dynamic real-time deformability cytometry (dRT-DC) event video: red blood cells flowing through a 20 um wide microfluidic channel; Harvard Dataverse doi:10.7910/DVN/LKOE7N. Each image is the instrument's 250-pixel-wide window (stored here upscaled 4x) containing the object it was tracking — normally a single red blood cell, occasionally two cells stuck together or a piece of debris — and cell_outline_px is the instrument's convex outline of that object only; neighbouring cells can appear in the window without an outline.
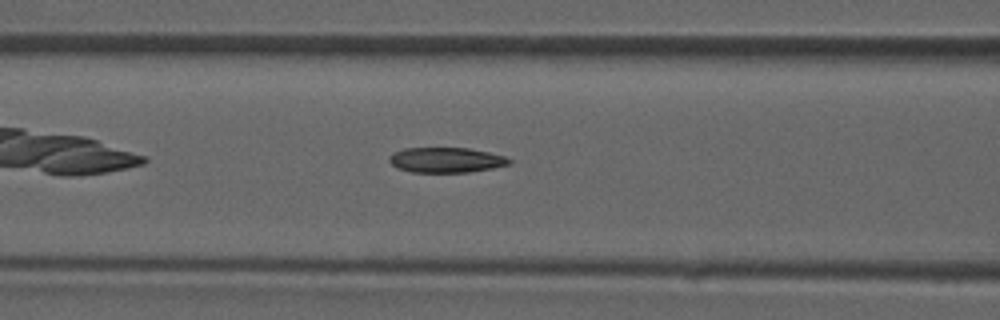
{"species": "common noctule bat (a hibernating species)", "species_latin": "Nyctalus noctula", "temperature_condition": "room temperature", "stored_images_in_passage": 4, "camera_frame_rate_fps": 3000, "um_per_image_px": 0.085, "animal": {"sex": "male", "forearm_length_mm": 52.5}, "frame": {"image": 1, "passage_image": 4, "time_ms": 1.0, "image_size_px": [1000, 320], "cell_outline_px": [[512, 164], [492, 168], [468, 172], [412, 172], [396, 168], [388, 160], [388, 156], [392, 152], [404, 148], [468, 148], [488, 152], [504, 156], [512, 160]], "centroid_in_image_um": [37.89, 13.6], "position_along_channel_um": 128.7, "area_um2": 17.69}}